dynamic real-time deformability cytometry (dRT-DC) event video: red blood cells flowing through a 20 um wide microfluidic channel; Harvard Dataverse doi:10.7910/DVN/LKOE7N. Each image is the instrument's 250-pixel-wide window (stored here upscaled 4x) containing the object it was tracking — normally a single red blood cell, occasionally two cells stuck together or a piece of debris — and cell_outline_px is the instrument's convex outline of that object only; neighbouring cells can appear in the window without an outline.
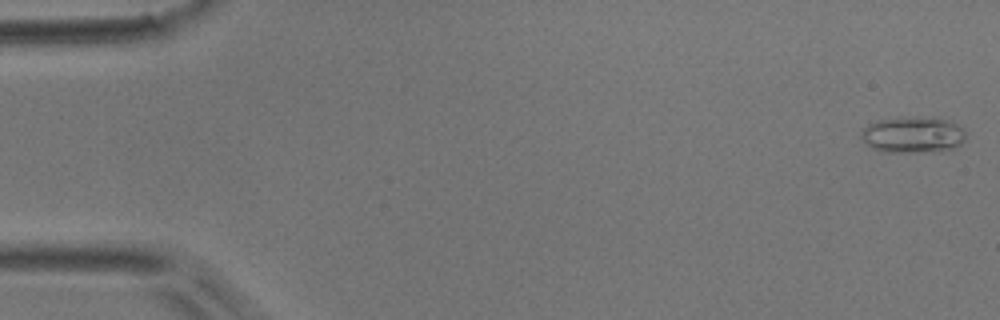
{"species": "common noctule bat (a hibernating species)", "species_latin": "Nyctalus noctula", "temperature_condition": "room temperature", "stored_images_in_passage": 52, "camera_frame_rate_fps": 3000, "um_per_image_px": 0.085, "animal": {"sex": "male", "body_mass_g": 17.9}, "frame": {"image": 1, "passage_image": 1, "time_ms": 0.0, "image_size_px": [1000, 320], "cell_outline_px": [[964, 140], [960, 144], [952, 148], [912, 152], [880, 152], [872, 148], [860, 136], [860, 132], [868, 124], [880, 120], [900, 116], [948, 120], [964, 128]], "centroid_in_image_um": [77.54, 11.44], "position_along_channel_um": 7.5, "area_um2": 21.73}}
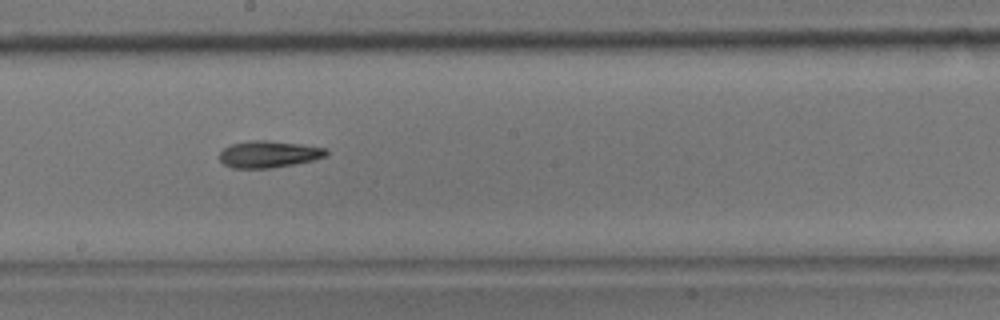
{"frame": {"image": 2, "passage_image": 28, "time_ms": 9.0, "image_size_px": [1000, 320], "cell_outline_px": [[328, 156], [312, 160], [272, 168], [232, 168], [224, 164], [220, 160], [220, 152], [224, 148], [232, 144], [252, 140], [264, 140], [300, 144], [328, 148]], "centroid_in_image_um": [22.86, 13.11], "position_along_channel_um": 225.3, "area_um2": 16.59}}
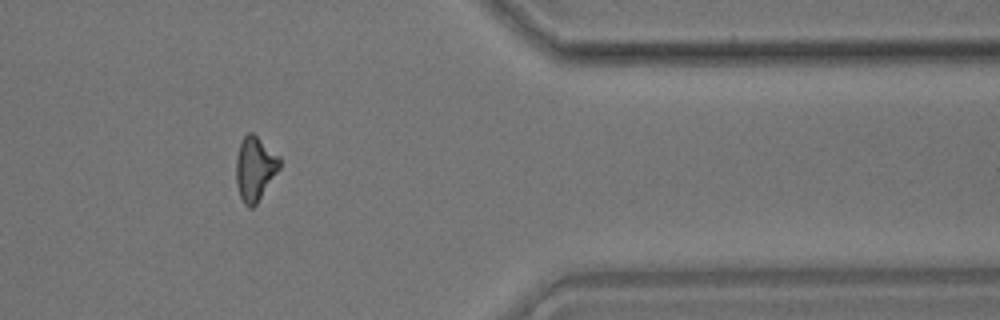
{"frame": {"image": 3, "passage_image": 42, "time_ms": 13.667, "image_size_px": [1000, 320], "cell_outline_px": [[280, 168], [256, 204], [252, 208], [248, 208], [244, 204], [240, 196], [236, 184], [236, 156], [240, 144], [244, 136], [248, 132], [252, 132], [280, 156]], "centroid_in_image_um": [21.66, 14.33], "position_along_channel_um": 389.7, "area_um2": 16.24}}